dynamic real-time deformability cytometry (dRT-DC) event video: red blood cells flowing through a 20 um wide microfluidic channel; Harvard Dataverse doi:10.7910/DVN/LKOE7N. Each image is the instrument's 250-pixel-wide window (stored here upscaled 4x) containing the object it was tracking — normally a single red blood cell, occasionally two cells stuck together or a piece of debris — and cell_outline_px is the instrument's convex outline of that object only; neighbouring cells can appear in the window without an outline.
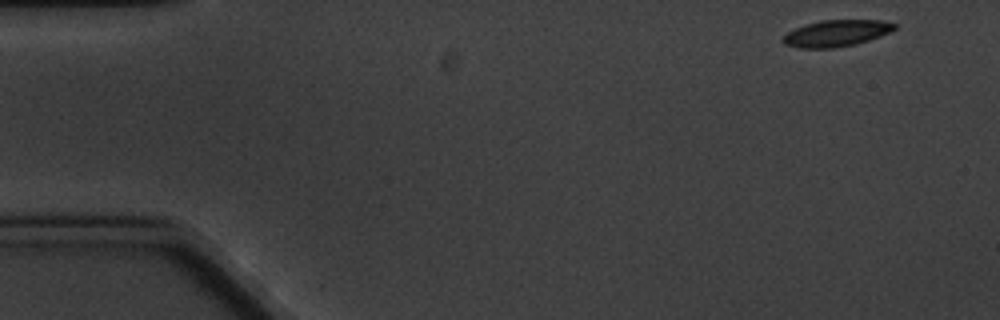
{"species": "common noctule bat (a hibernating species)", "species_latin": "Nyctalus noctula", "temperature_condition": "cold", "stored_images_in_passage": 4, "camera_frame_rate_fps": 3000, "um_per_image_px": 0.085, "animal": {"sex": "male", "body_mass_g": 20.1, "forearm_length_mm": 53.5}, "frame": {"image": 1, "passage_image": 1, "time_ms": 0.0, "image_size_px": [1000, 320], "cell_outline_px": [[896, 28], [880, 36], [856, 44], [832, 48], [800, 48], [784, 44], [780, 40], [788, 32], [804, 24], [820, 20], [880, 20], [896, 24]], "centroid_in_image_um": [71.05, 2.82], "position_along_channel_um": 13.9, "area_um2": 17.17}}
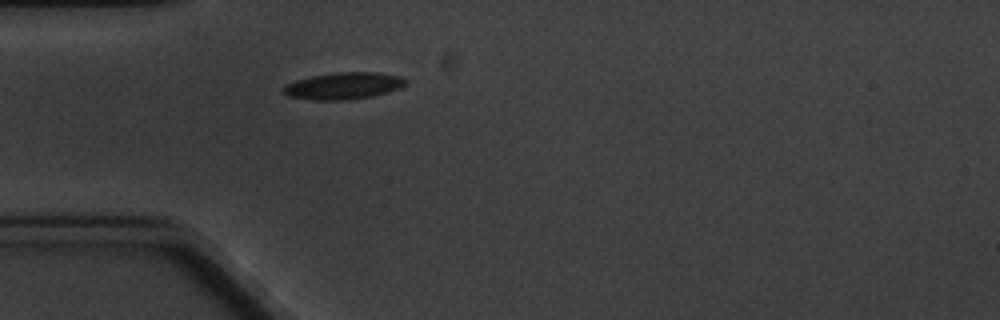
{"frame": {"image": 2, "passage_image": 4, "time_ms": 4.333, "image_size_px": [1000, 320], "cell_outline_px": [[404, 84], [388, 92], [372, 96], [348, 100], [316, 100], [288, 96], [280, 92], [280, 88], [296, 80], [312, 76], [336, 72], [376, 72], [400, 76], [404, 80]], "centroid_in_image_um": [29.12, 7.3], "position_along_channel_um": 55.9, "area_um2": 18.96}}